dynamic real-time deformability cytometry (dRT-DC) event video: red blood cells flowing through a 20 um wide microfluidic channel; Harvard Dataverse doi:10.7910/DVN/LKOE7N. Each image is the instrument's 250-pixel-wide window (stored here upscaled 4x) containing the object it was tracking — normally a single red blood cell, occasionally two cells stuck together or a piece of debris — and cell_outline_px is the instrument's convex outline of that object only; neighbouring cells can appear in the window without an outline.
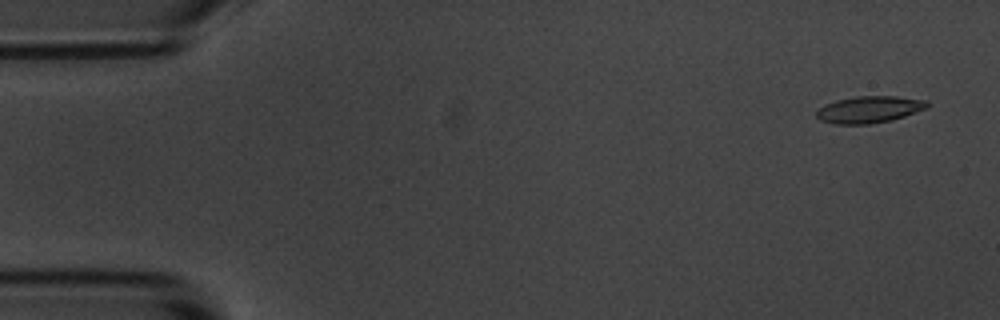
{"species": "common noctule bat (a hibernating species)", "species_latin": "Nyctalus noctula", "temperature_condition": "room temperature", "stored_images_in_passage": 55, "camera_frame_rate_fps": 3000, "um_per_image_px": 0.085, "animal": {"sex": "male", "body_mass_g": 20.1, "forearm_length_mm": 53.5}, "frame": {"image": 1, "passage_image": 3, "time_ms": 0.667, "image_size_px": [1000, 320], "cell_outline_px": [[928, 108], [892, 120], [868, 124], [836, 124], [820, 120], [816, 116], [816, 112], [824, 104], [836, 100], [856, 96], [896, 96], [928, 100]], "centroid_in_image_um": [73.89, 9.3], "position_along_channel_um": 11.1, "area_um2": 17.34}}
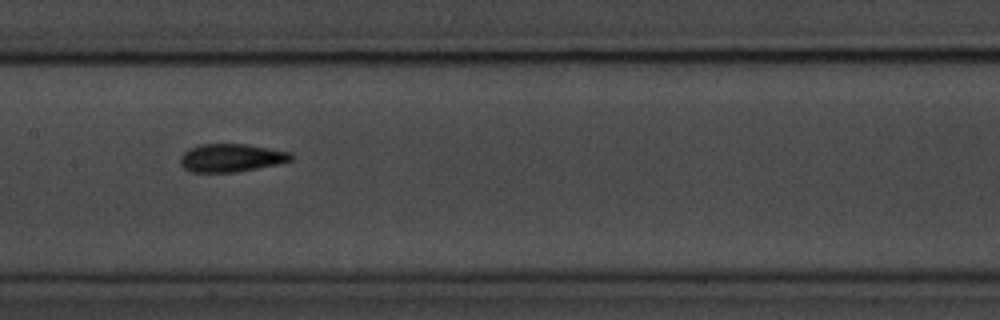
{"frame": {"image": 2, "passage_image": 27, "time_ms": 8.667, "image_size_px": [1000, 320], "cell_outline_px": [[292, 160], [276, 164], [236, 172], [192, 172], [184, 168], [180, 164], [180, 156], [184, 152], [200, 144], [248, 144], [292, 152]], "centroid_in_image_um": [19.65, 13.41], "position_along_channel_um": 187.8, "area_um2": 18.03}}
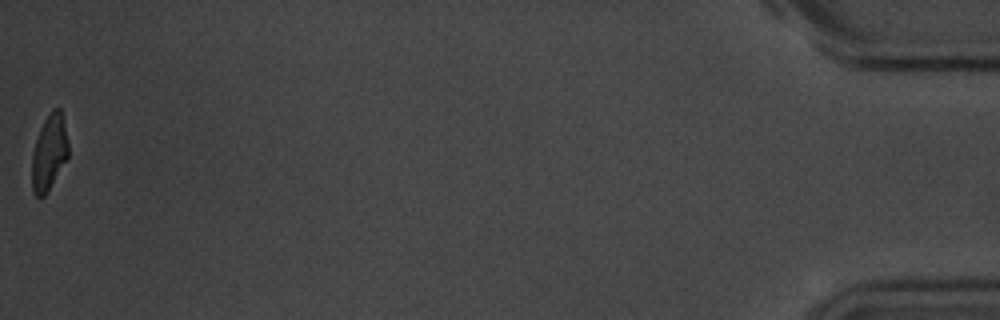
{"frame": {"image": 3, "passage_image": 55, "time_ms": 18.0, "image_size_px": [1000, 320], "cell_outline_px": [[68, 156], [48, 192], [44, 196], [36, 196], [32, 192], [32, 156], [36, 140], [40, 128], [44, 120], [52, 108], [60, 108], [68, 144]], "centroid_in_image_um": [4.16, 12.99], "position_along_channel_um": 431.0, "area_um2": 15.84}, "authors_computed_cell_mechanics": {"area_um2": 17.34, "velocity_mm_per_s": 3.6641, "shape_relaxation_time_tau1_ms": 3.6053, "shape_relaxation_time_tau2_ms": 2.2479, "deformation_change_tau1": 0.1608, "deformation_change_tau2": 0.0868}}